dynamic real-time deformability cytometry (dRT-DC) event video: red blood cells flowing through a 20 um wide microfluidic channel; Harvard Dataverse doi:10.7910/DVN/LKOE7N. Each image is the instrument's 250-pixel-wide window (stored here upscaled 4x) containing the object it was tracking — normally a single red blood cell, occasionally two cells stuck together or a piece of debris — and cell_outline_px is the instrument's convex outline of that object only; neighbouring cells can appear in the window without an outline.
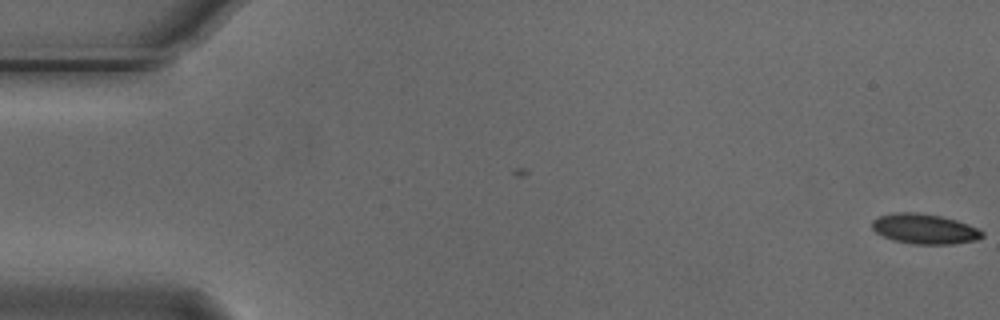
{"species": "Egyptian fruit bat (a non-hibernating species)", "species_latin": "Rousettus aegyptiacus", "temperature_condition": "cold", "stored_images_in_passage": 3, "camera_frame_rate_fps": 3000, "um_per_image_px": 0.085, "animal": {"sex": "male"}, "frame": {"image": 1, "passage_image": 3, "time_ms": 0.667, "image_size_px": [1000, 320], "cell_outline_px": [[984, 236], [976, 240], [952, 244], [912, 244], [892, 240], [876, 232], [872, 228], [872, 220], [880, 216], [892, 212], [916, 212], [940, 216], [956, 220], [968, 224], [984, 232]], "centroid_in_image_um": [78.57, 19.45], "position_along_channel_um": 6.4, "area_um2": 19.31}}